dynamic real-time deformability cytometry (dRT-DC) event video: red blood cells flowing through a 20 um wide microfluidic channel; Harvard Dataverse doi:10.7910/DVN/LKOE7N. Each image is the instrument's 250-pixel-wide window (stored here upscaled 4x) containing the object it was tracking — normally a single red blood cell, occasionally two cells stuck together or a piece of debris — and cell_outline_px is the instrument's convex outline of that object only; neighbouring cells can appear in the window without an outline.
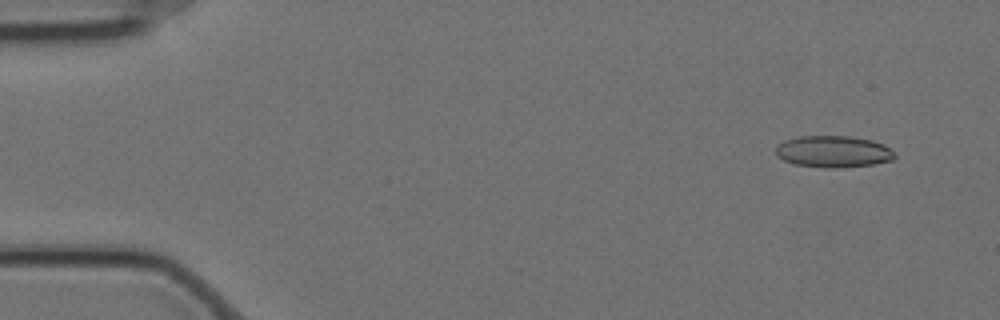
{"species": "Egyptian fruit bat (a non-hibernating species)", "species_latin": "Rousettus aegyptiacus", "temperature_condition": "cold", "stored_images_in_passage": 5, "camera_frame_rate_fps": 3000, "um_per_image_px": 0.085, "animal": {"sex": "female"}, "frame": {"image": 1, "passage_image": 1, "time_ms": 0.0, "image_size_px": [1000, 320], "cell_outline_px": [[896, 156], [892, 160], [872, 164], [840, 168], [832, 168], [796, 164], [784, 160], [776, 156], [776, 148], [784, 140], [800, 136], [848, 136], [872, 140], [884, 144]], "centroid_in_image_um": [70.83, 12.88], "position_along_channel_um": 14.2, "area_um2": 21.73}}
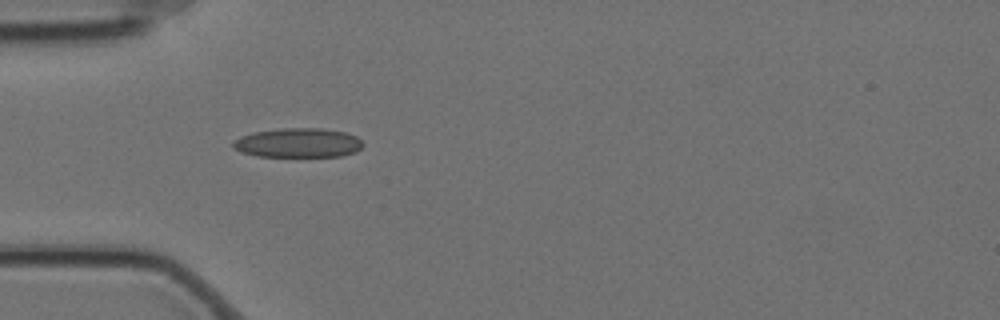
{"frame": {"image": 2, "passage_image": 4, "time_ms": 1.0, "image_size_px": [1000, 320], "cell_outline_px": [[364, 144], [356, 152], [340, 156], [256, 156], [240, 152], [232, 148], [232, 140], [240, 136], [252, 132], [280, 128], [320, 128], [344, 132], [356, 136]], "centroid_in_image_um": [25.28, 12.14], "position_along_channel_um": 59.7, "area_um2": 22.37}}
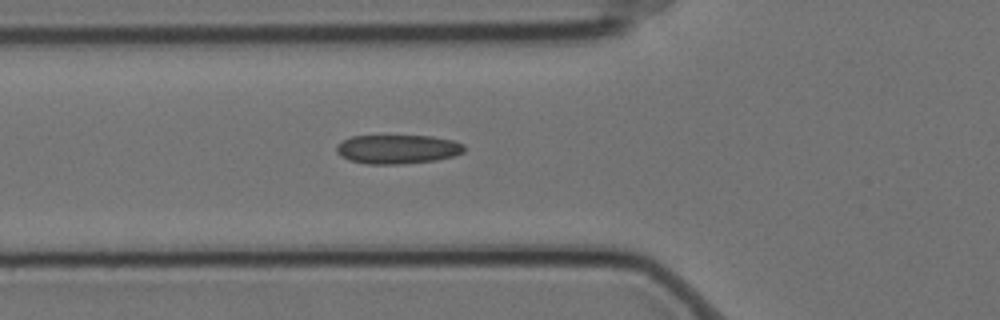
{"frame": {"image": 3, "passage_image": 5, "time_ms": 1.333, "image_size_px": [1000, 320], "cell_outline_px": [[464, 152], [452, 156], [436, 160], [400, 164], [368, 164], [348, 160], [340, 156], [336, 152], [336, 144], [352, 136], [432, 136], [452, 140], [464, 144]], "centroid_in_image_um": [33.76, 12.68], "position_along_channel_um": 92.0, "area_um2": 21.62}}